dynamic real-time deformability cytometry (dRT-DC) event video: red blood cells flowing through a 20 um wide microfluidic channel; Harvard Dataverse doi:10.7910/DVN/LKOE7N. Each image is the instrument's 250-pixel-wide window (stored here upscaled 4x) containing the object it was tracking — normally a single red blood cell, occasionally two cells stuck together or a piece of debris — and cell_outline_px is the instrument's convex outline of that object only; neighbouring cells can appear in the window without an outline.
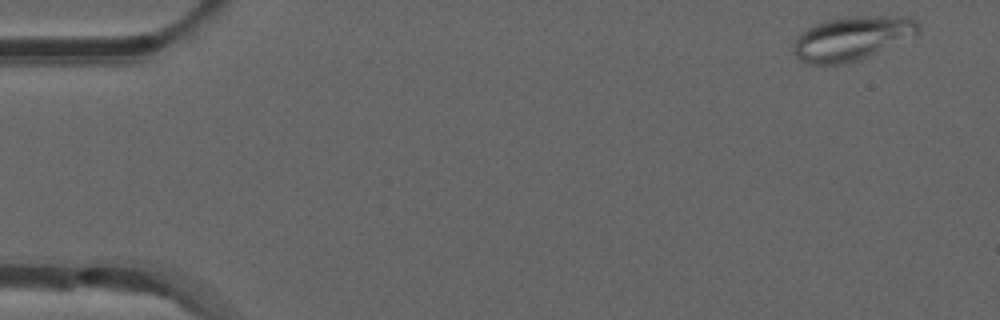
{"species": "common noctule bat (a hibernating species)", "species_latin": "Nyctalus noctula", "temperature_condition": "room temperature", "stored_images_in_passage": 52, "camera_frame_rate_fps": 3000, "um_per_image_px": 0.085, "animal": {"sex": "male", "forearm_length_mm": 52.5}, "frame": {"image": 1, "passage_image": 2, "time_ms": 0.333, "image_size_px": [1000, 320], "cell_outline_px": [[920, 32], [860, 60], [844, 64], [812, 64], [800, 60], [792, 52], [792, 48], [796, 36], [800, 32], [816, 24], [828, 20], [848, 16], [908, 16], [916, 20], [920, 24]], "centroid_in_image_um": [72.4, 3.25], "position_along_channel_um": 12.6, "area_um2": 31.96}}
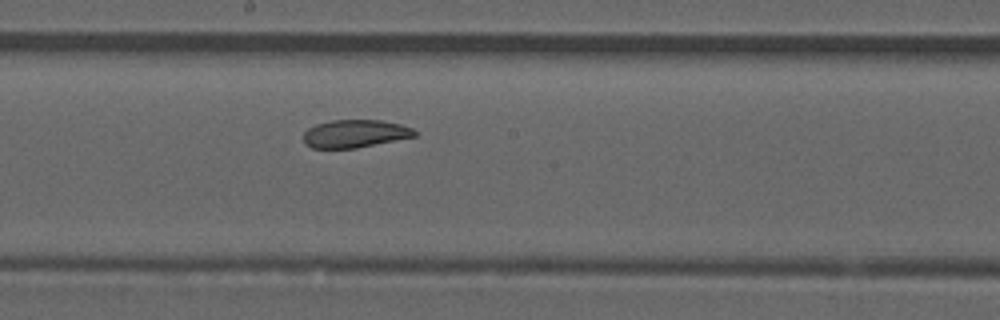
{"frame": {"image": 2, "passage_image": 28, "time_ms": 9.0, "image_size_px": [1000, 320], "cell_outline_px": [[416, 136], [356, 148], [312, 148], [304, 144], [304, 132], [308, 128], [316, 124], [332, 120], [380, 120], [400, 124], [412, 128], [416, 132]], "centroid_in_image_um": [30.15, 11.36], "position_along_channel_um": 218.1, "area_um2": 17.98}}
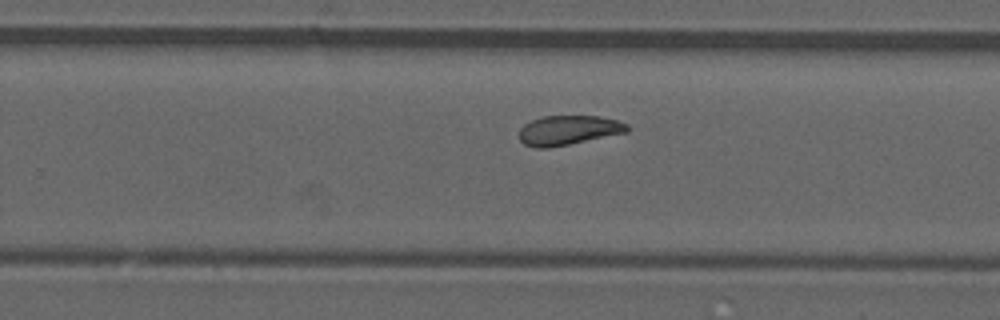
{"frame": {"image": 3, "passage_image": 33, "time_ms": 10.667, "image_size_px": [1000, 320], "cell_outline_px": [[628, 132], [548, 148], [536, 148], [524, 144], [520, 140], [520, 128], [524, 124], [532, 120], [544, 116], [596, 116], [616, 120], [628, 124]], "centroid_in_image_um": [48.29, 11.07], "position_along_channel_um": 281.5, "area_um2": 18.38}, "authors_computed_cell_mechanics": {"area_um2": 19.9121, "velocity_mm_per_s": 3.8281, "shape_relaxation_time_tau1_ms": null, "shape_relaxation_time_tau2_ms": 2.7517, "deformation_change_tau1": null, "deformation_change_tau2": 0.0711}}